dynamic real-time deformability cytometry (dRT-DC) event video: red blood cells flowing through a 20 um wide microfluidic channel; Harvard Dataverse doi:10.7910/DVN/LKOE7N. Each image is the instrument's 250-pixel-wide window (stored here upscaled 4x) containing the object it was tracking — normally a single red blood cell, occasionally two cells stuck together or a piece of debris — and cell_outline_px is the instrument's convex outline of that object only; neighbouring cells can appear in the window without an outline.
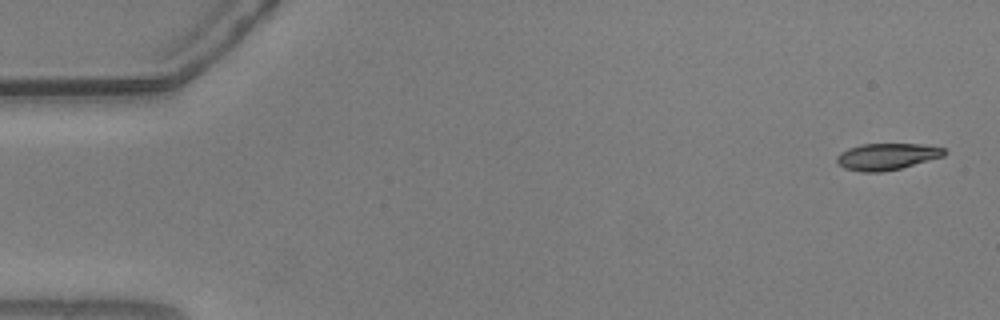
{"species": "common noctule bat (a hibernating species)", "species_latin": "Nyctalus noctula", "temperature_condition": "warm", "stored_images_in_passage": 54, "camera_frame_rate_fps": 3000, "um_per_image_px": 0.085, "animal": {"sex": "male", "body_mass_g": 20.5, "forearm_length_mm": 52.5}, "frame": {"image": 1, "passage_image": 1, "time_ms": 0.0, "image_size_px": [1000, 320], "cell_outline_px": [[948, 152], [944, 156], [900, 168], [880, 172], [864, 172], [844, 168], [836, 160], [836, 156], [840, 152], [848, 148], [860, 144], [924, 144], [944, 148]], "centroid_in_image_um": [75.39, 13.29], "position_along_channel_um": 9.6, "area_um2": 16.65}}
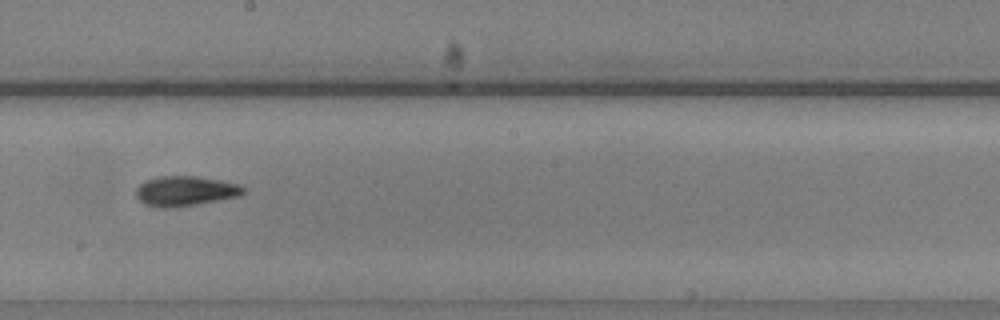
{"frame": {"image": 2, "passage_image": 30, "time_ms": 9.667, "image_size_px": [1000, 320], "cell_outline_px": [[248, 188], [240, 196], [176, 208], [160, 208], [144, 204], [136, 196], [136, 188], [144, 180], [160, 176], [196, 176], [220, 180], [240, 184]], "centroid_in_image_um": [15.76, 16.24], "position_along_channel_um": 232.4, "area_um2": 19.02}}
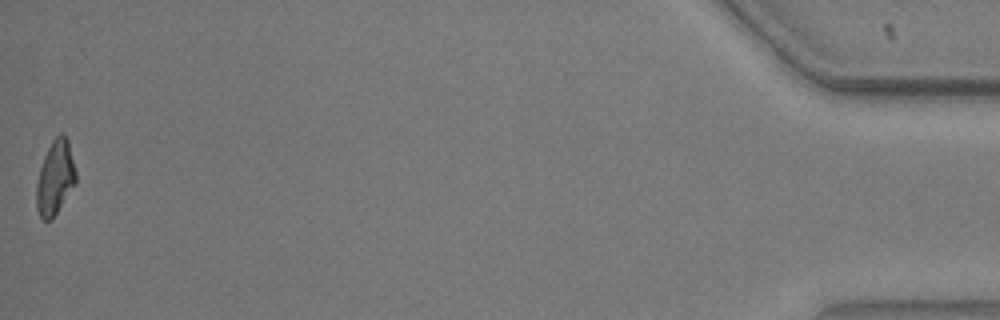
{"frame": {"image": 3, "passage_image": 54, "time_ms": 17.667, "image_size_px": [1000, 320], "cell_outline_px": [[76, 184], [52, 220], [44, 220], [40, 216], [36, 208], [36, 184], [40, 168], [44, 156], [52, 140], [60, 132], [68, 140], [76, 172]], "centroid_in_image_um": [4.69, 15.13], "position_along_channel_um": 430.5, "area_um2": 17.11}, "authors_computed_cell_mechanics": {"area_um2": 17.7446, "velocity_mm_per_s": 3.6874, "shape_relaxation_time_tau1_ms": 4.6959, "shape_relaxation_time_tau2_ms": 2.51, "deformation_change_tau1": 0.1741, "deformation_change_tau2": 0.0871}}